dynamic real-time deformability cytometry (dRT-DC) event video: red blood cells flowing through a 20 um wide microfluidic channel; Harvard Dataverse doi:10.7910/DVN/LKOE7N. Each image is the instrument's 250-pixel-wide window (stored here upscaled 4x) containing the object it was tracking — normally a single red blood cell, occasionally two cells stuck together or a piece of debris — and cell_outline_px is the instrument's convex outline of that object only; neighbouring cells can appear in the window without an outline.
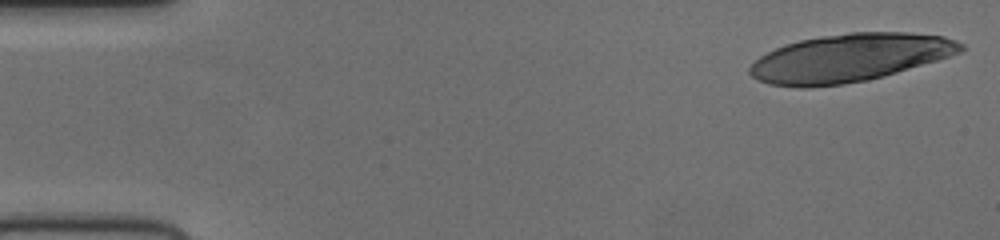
{"species": "human", "species_latin": "Homo sapiens", "temperature_condition": "cold", "stored_images_in_passage": 17, "camera_frame_rate_fps": 3000, "um_per_image_px": 0.085, "donor": {"sex": "female"}, "frame": {"image": 1, "passage_image": 1, "time_ms": 0.0, "image_size_px": [1000, 240], "cell_outline_px": [[964, 48], [960, 52], [936, 60], [896, 72], [868, 80], [844, 84], [808, 88], [800, 88], [768, 84], [752, 76], [748, 72], [748, 68], [760, 56], [784, 44], [800, 40], [820, 36], [848, 32], [912, 32], [944, 36], [956, 40], [964, 44]], "centroid_in_image_um": [72.19, 4.91], "position_along_channel_um": 12.8, "area_um2": 58.9}}